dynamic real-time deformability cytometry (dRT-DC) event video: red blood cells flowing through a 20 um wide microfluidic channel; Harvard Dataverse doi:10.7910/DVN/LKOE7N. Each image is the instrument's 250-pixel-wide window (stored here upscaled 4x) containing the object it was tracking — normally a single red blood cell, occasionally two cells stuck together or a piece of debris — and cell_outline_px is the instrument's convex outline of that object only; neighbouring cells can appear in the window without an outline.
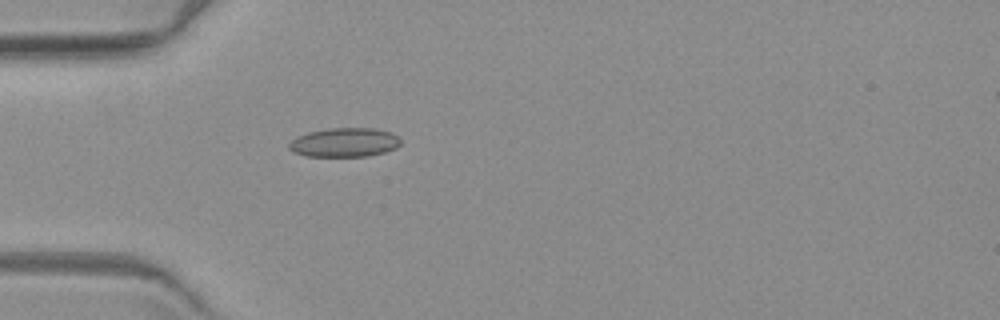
{"species": "common noctule bat (a hibernating species)", "species_latin": "Nyctalus noctula", "temperature_condition": "warm", "stored_images_in_passage": 1, "camera_frame_rate_fps": 3000, "um_per_image_px": 0.085, "animal": {"sex": "female", "body_mass_g": 19.3, "forearm_length_mm": 54.1}, "frame": {"image": 1, "passage_image": 1, "time_ms": 0.0, "image_size_px": [1000, 320], "cell_outline_px": [[400, 144], [396, 148], [384, 152], [368, 156], [308, 156], [292, 152], [288, 148], [288, 144], [296, 136], [308, 132], [328, 128], [372, 128], [392, 132], [400, 140]], "centroid_in_image_um": [29.25, 12.1], "position_along_channel_um": 55.7, "area_um2": 18.96}}